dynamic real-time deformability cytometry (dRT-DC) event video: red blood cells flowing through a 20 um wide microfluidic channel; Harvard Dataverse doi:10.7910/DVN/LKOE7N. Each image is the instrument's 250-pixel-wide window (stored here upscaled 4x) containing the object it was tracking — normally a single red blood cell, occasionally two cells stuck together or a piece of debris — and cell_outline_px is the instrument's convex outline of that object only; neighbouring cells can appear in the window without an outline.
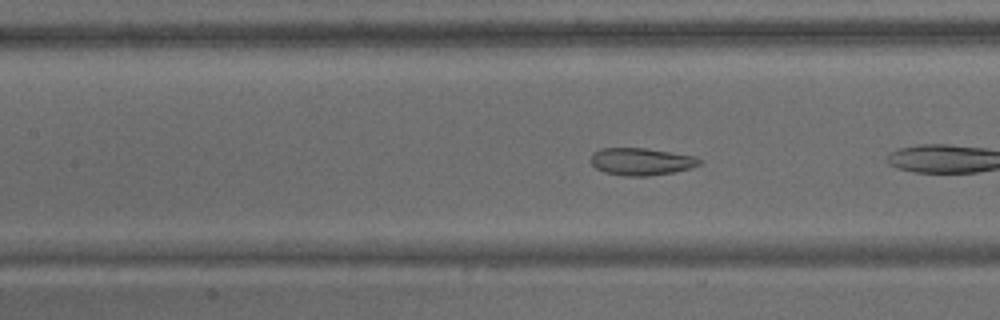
{"species": "common noctule bat (a hibernating species)", "species_latin": "Nyctalus noctula", "temperature_condition": "warm", "stored_images_in_passage": 15, "camera_frame_rate_fps": 3000, "um_per_image_px": 0.085, "animal": {"sex": "male", "body_mass_g": 15.6}, "frame": {"image": 1, "passage_image": 9, "time_ms": 2.667, "image_size_px": [1000, 320], "cell_outline_px": [[700, 164], [688, 168], [672, 172], [648, 176], [624, 176], [604, 172], [596, 168], [592, 164], [592, 152], [600, 148], [644, 148], [696, 156], [700, 160]], "centroid_in_image_um": [54.47, 13.73], "position_along_channel_um": 152.9, "area_um2": 17.11}}
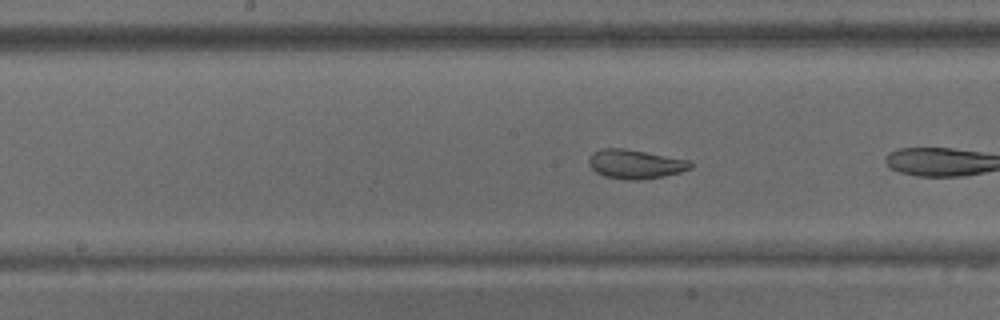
{"frame": {"image": 2, "passage_image": 13, "time_ms": 4.0, "image_size_px": [1000, 320], "cell_outline_px": [[692, 168], [680, 172], [660, 176], [636, 180], [624, 180], [604, 176], [596, 172], [588, 164], [588, 156], [592, 152], [600, 148], [624, 148], [688, 160], [692, 164]], "centroid_in_image_um": [53.93, 13.94], "position_along_channel_um": 194.3, "area_um2": 17.17}}